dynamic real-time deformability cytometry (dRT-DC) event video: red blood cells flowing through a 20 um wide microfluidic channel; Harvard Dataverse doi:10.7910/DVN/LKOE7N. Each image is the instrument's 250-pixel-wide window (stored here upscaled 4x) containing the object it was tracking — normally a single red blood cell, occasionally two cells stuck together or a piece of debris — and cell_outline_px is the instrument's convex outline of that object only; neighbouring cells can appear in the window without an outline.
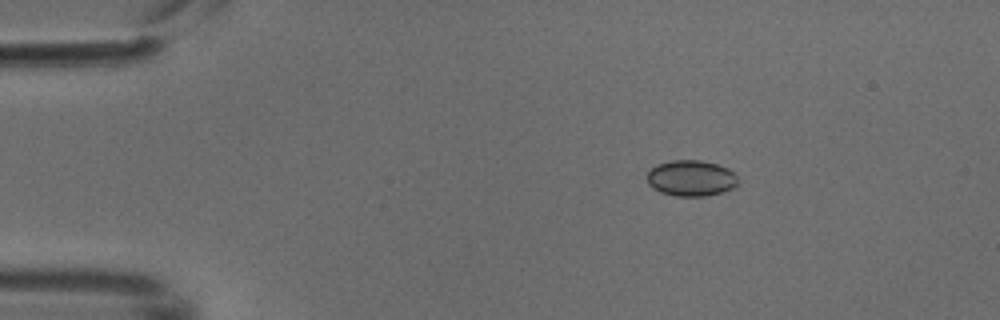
{"species": "common noctule bat (a hibernating species)", "species_latin": "Nyctalus noctula", "temperature_condition": "cold", "stored_images_in_passage": 5, "camera_frame_rate_fps": 3000, "um_per_image_px": 0.085, "animal": {"sex": "male", "body_mass_g": 18.8}, "frame": {"image": 1, "passage_image": 2, "time_ms": 0.333, "image_size_px": [1000, 320], "cell_outline_px": [[736, 184], [732, 188], [724, 192], [704, 196], [676, 196], [660, 192], [652, 188], [648, 184], [648, 172], [656, 164], [672, 160], [700, 160], [716, 164], [728, 168], [736, 176]], "centroid_in_image_um": [58.71, 15.15], "position_along_channel_um": 26.3, "area_um2": 18.96}}
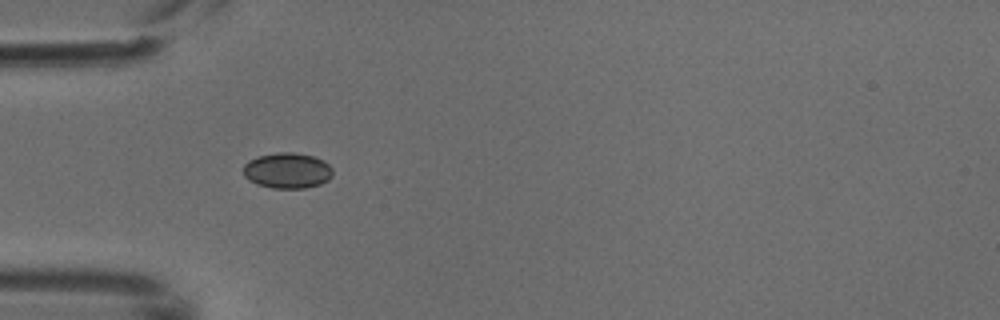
{"frame": {"image": 2, "passage_image": 4, "time_ms": 1.0, "image_size_px": [1000, 320], "cell_outline_px": [[332, 176], [328, 180], [320, 184], [304, 188], [272, 188], [256, 184], [248, 180], [244, 176], [244, 164], [248, 160], [260, 156], [276, 152], [292, 152], [312, 156], [324, 160], [332, 168]], "centroid_in_image_um": [24.42, 14.5], "position_along_channel_um": 60.6, "area_um2": 18.61}}
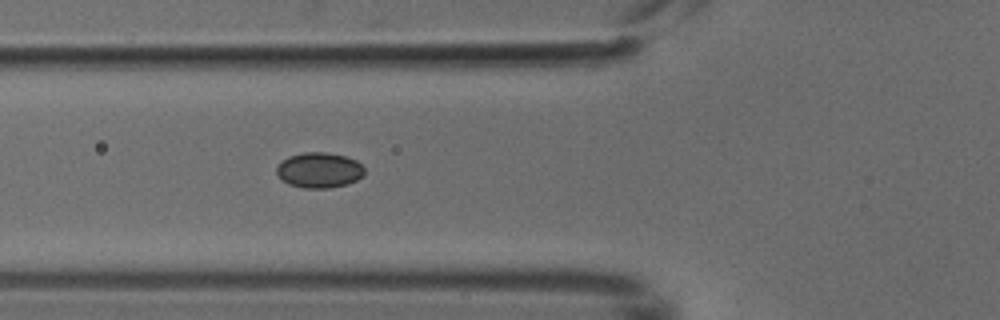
{"frame": {"image": 3, "passage_image": 5, "time_ms": 1.333, "image_size_px": [1000, 320], "cell_outline_px": [[364, 176], [348, 184], [328, 188], [304, 188], [288, 184], [276, 176], [276, 168], [280, 160], [288, 156], [304, 152], [328, 152], [348, 156], [356, 160], [364, 168]], "centroid_in_image_um": [27.11, 14.45], "position_along_channel_um": 98.7, "area_um2": 18.5}}